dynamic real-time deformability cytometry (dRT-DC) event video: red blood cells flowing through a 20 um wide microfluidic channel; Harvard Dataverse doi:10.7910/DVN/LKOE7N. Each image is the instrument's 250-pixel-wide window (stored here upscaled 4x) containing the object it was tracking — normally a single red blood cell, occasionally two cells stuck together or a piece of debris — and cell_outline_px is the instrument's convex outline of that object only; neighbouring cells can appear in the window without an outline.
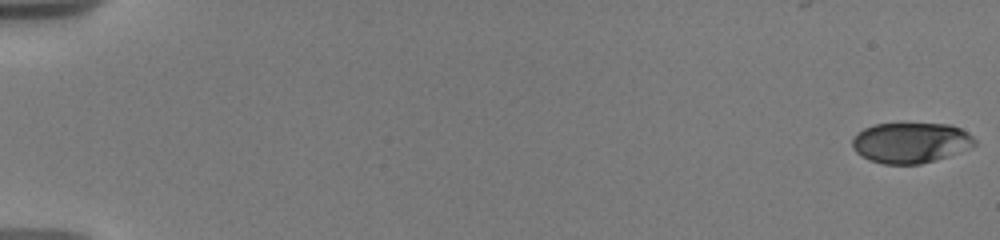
{"species": "human", "species_latin": "Homo sapiens", "temperature_condition": "warm", "stored_images_in_passage": 12, "camera_frame_rate_fps": 3000, "um_per_image_px": 0.085, "donor": {"sex": "male"}, "frame": {"image": 1, "passage_image": 1, "time_ms": 0.0, "image_size_px": [1000, 240], "cell_outline_px": [[976, 144], [968, 148], [936, 160], [920, 164], [884, 164], [868, 160], [856, 152], [852, 148], [852, 140], [856, 132], [864, 128], [876, 124], [952, 124], [968, 132], [976, 140]], "centroid_in_image_um": [77.38, 12.13], "position_along_channel_um": 7.6, "area_um2": 28.9}}
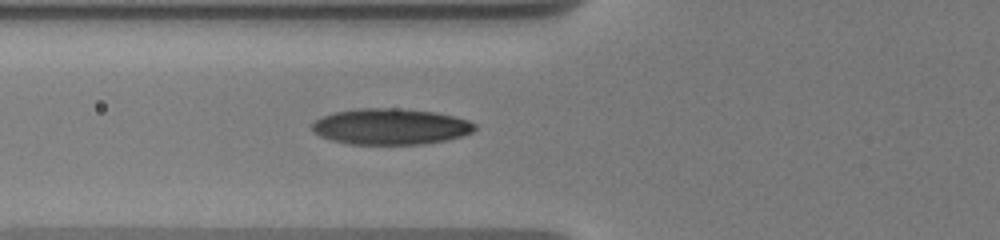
{"frame": {"image": 2, "passage_image": 9, "time_ms": 7.333, "image_size_px": [1000, 240], "cell_outline_px": [[476, 128], [472, 132], [460, 136], [444, 140], [424, 144], [348, 144], [332, 140], [320, 136], [312, 128], [312, 124], [316, 120], [324, 116], [336, 112], [356, 108], [396, 108], [436, 112], [468, 120], [476, 124]], "centroid_in_image_um": [33.21, 10.75], "position_along_channel_um": 92.6, "area_um2": 33.93}}
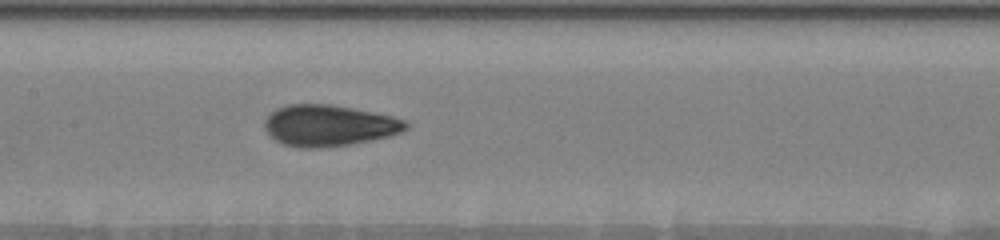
{"frame": {"image": 3, "passage_image": 12, "time_ms": 9.667, "image_size_px": [1000, 240], "cell_outline_px": [[408, 128], [400, 132], [388, 136], [348, 144], [320, 148], [300, 148], [284, 144], [268, 136], [264, 128], [264, 120], [276, 108], [288, 104], [332, 104], [392, 116], [404, 120], [408, 124]], "centroid_in_image_um": [27.9, 10.66], "position_along_channel_um": 179.5, "area_um2": 33.81}}